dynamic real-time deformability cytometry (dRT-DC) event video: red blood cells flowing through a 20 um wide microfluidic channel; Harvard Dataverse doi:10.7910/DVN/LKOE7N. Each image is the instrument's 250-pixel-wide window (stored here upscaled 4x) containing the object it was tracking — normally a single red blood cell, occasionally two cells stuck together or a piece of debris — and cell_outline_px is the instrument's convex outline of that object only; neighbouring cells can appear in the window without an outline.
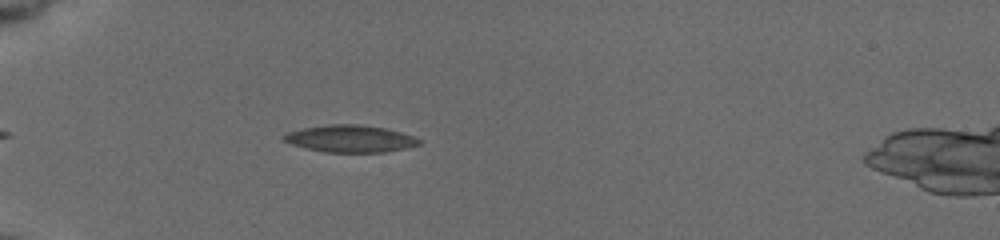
{"species": "common noctule bat (a hibernating species)", "species_latin": "Nyctalus noctula", "temperature_condition": "cold", "stored_images_in_passage": 26, "camera_frame_rate_fps": 3000, "um_per_image_px": 0.085, "animal": {"sex": "female", "body_mass_g": 19.5, "forearm_length_mm": 54.1}, "frame": {"image": 1, "passage_image": 7, "time_ms": 2.0, "image_size_px": [1000, 240], "cell_outline_px": [[420, 144], [404, 148], [384, 152], [324, 152], [292, 144], [280, 140], [288, 132], [304, 128], [328, 124], [360, 124], [384, 128], [400, 132], [412, 136], [420, 140]], "centroid_in_image_um": [29.74, 11.78], "position_along_channel_um": 55.3, "area_um2": 21.1}}
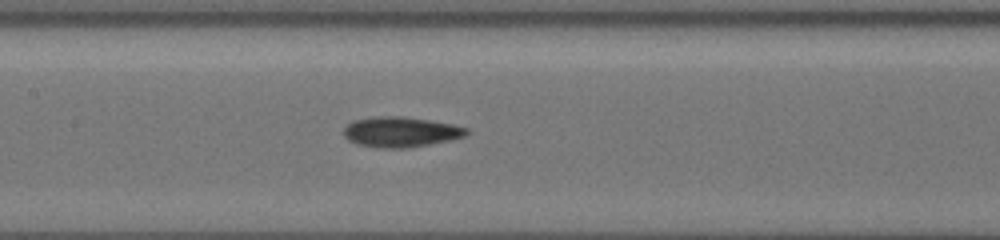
{"frame": {"image": 2, "passage_image": 19, "time_ms": 5.667, "image_size_px": [1000, 240], "cell_outline_px": [[468, 132], [464, 136], [448, 140], [408, 148], [380, 148], [356, 144], [348, 140], [344, 136], [344, 128], [352, 120], [372, 116], [404, 116], [452, 124], [468, 128]], "centroid_in_image_um": [34.0, 11.21], "position_along_channel_um": 173.4, "area_um2": 21.68}}
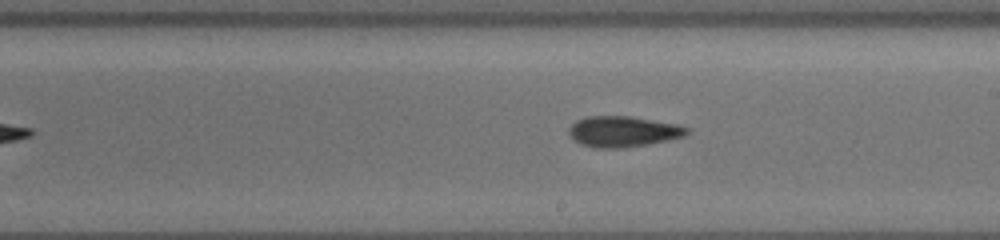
{"frame": {"image": 3, "passage_image": 24, "time_ms": 7.333, "image_size_px": [1000, 240], "cell_outline_px": [[688, 132], [684, 136], [648, 144], [620, 148], [592, 148], [580, 144], [568, 132], [568, 128], [576, 120], [588, 116], [628, 116], [676, 124], [688, 128]], "centroid_in_image_um": [52.91, 11.18], "position_along_channel_um": 236.1, "area_um2": 20.92}}